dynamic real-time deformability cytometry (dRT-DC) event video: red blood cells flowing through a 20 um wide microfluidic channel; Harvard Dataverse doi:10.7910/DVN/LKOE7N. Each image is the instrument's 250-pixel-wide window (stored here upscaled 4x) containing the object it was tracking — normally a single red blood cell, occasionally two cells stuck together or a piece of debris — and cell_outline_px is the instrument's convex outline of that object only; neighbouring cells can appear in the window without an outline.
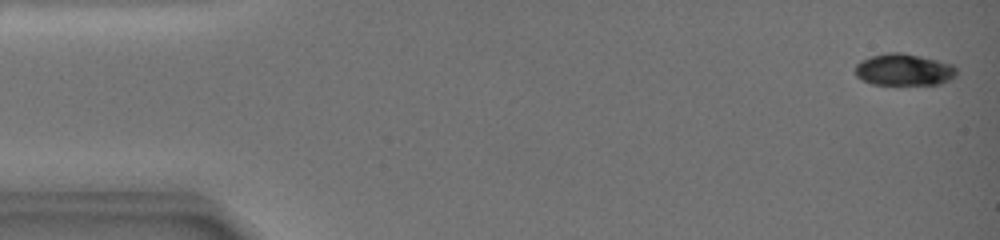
{"species": "common noctule bat (a hibernating species)", "species_latin": "Nyctalus noctula", "temperature_condition": "warm", "stored_images_in_passage": 46, "camera_frame_rate_fps": 3000, "um_per_image_px": 0.085, "animal": {"sex": "female", "body_mass_g": 19.0, "forearm_length_mm": 51.5}, "frame": {"image": 1, "passage_image": 2, "time_ms": 0.333, "image_size_px": [1000, 240], "cell_outline_px": [[956, 76], [940, 84], [872, 84], [856, 76], [856, 64], [860, 60], [872, 56], [888, 52], [900, 52], [920, 56], [952, 64], [956, 68]], "centroid_in_image_um": [76.83, 5.92], "position_along_channel_um": 8.2, "area_um2": 18.61}}
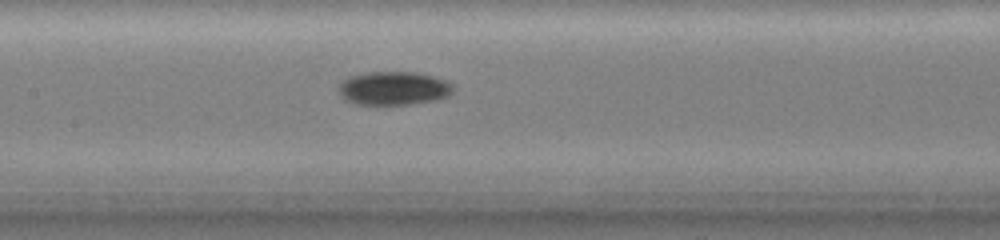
{"frame": {"image": 2, "passage_image": 20, "time_ms": 9.333, "image_size_px": [1000, 240], "cell_outline_px": [[448, 92], [440, 96], [428, 100], [404, 104], [364, 104], [352, 100], [344, 96], [340, 88], [352, 76], [368, 72], [408, 72], [428, 76], [440, 80], [448, 84]], "centroid_in_image_um": [33.38, 7.48], "position_along_channel_um": 174.0, "area_um2": 20.17}}
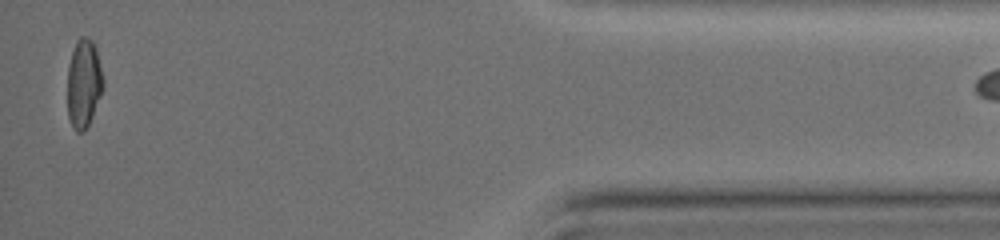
{"frame": {"image": 3, "passage_image": 45, "time_ms": 18.667, "image_size_px": [1000, 240], "cell_outline_px": [[104, 84], [100, 96], [92, 116], [84, 132], [76, 132], [68, 116], [68, 64], [76, 40], [80, 36], [88, 36], [92, 40], [96, 48], [104, 80]], "centroid_in_image_um": [7.12, 7.05], "position_along_channel_um": 428.1, "area_um2": 18.44}}